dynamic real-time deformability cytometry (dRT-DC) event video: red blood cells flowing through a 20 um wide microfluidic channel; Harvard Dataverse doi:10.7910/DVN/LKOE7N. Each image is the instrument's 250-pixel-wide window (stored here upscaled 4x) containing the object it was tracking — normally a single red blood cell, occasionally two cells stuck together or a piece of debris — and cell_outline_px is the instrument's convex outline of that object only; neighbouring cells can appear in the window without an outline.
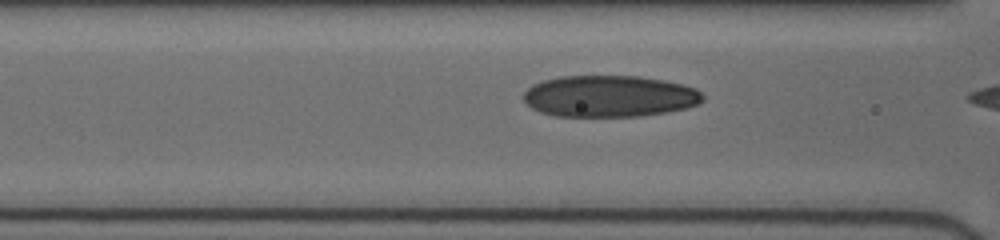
{"species": "human", "species_latin": "Homo sapiens", "temperature_condition": "cold", "stored_images_in_passage": 8, "camera_frame_rate_fps": 3000, "um_per_image_px": 0.085, "donor": {"sex": "female"}, "frame": {"image": 1, "passage_image": 6, "time_ms": 1.667, "image_size_px": [1000, 240], "cell_outline_px": [[704, 100], [700, 104], [684, 108], [664, 112], [640, 116], [556, 116], [540, 112], [532, 108], [524, 100], [524, 92], [532, 84], [544, 80], [560, 76], [640, 76], [664, 80], [684, 84], [696, 88], [704, 96]], "centroid_in_image_um": [51.82, 8.17], "position_along_channel_um": 114.8, "area_um2": 43.52}}